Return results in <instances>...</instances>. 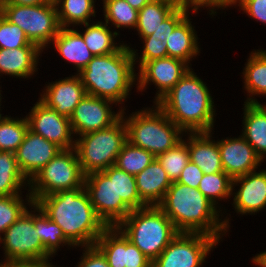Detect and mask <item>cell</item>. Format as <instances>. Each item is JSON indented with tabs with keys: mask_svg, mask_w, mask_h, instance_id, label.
Instances as JSON below:
<instances>
[{
	"mask_svg": "<svg viewBox=\"0 0 266 267\" xmlns=\"http://www.w3.org/2000/svg\"><path fill=\"white\" fill-rule=\"evenodd\" d=\"M158 207L170 218L179 233H203L220 242L230 227V218L222 219V209L216 207L198 188L176 181L172 182Z\"/></svg>",
	"mask_w": 266,
	"mask_h": 267,
	"instance_id": "cell-1",
	"label": "cell"
},
{
	"mask_svg": "<svg viewBox=\"0 0 266 267\" xmlns=\"http://www.w3.org/2000/svg\"><path fill=\"white\" fill-rule=\"evenodd\" d=\"M35 204L61 227L75 248L94 245L107 228L84 187L43 196Z\"/></svg>",
	"mask_w": 266,
	"mask_h": 267,
	"instance_id": "cell-2",
	"label": "cell"
},
{
	"mask_svg": "<svg viewBox=\"0 0 266 267\" xmlns=\"http://www.w3.org/2000/svg\"><path fill=\"white\" fill-rule=\"evenodd\" d=\"M205 82L191 68L156 105L185 133L214 130L216 108Z\"/></svg>",
	"mask_w": 266,
	"mask_h": 267,
	"instance_id": "cell-3",
	"label": "cell"
},
{
	"mask_svg": "<svg viewBox=\"0 0 266 267\" xmlns=\"http://www.w3.org/2000/svg\"><path fill=\"white\" fill-rule=\"evenodd\" d=\"M133 56L126 43L111 54L94 56L78 75L88 95L123 104L137 81ZM130 92V93H129Z\"/></svg>",
	"mask_w": 266,
	"mask_h": 267,
	"instance_id": "cell-4",
	"label": "cell"
},
{
	"mask_svg": "<svg viewBox=\"0 0 266 267\" xmlns=\"http://www.w3.org/2000/svg\"><path fill=\"white\" fill-rule=\"evenodd\" d=\"M153 106L132 112L128 117L124 115L123 106L121 117L127 127V140L156 157L173 148L186 135L156 104Z\"/></svg>",
	"mask_w": 266,
	"mask_h": 267,
	"instance_id": "cell-5",
	"label": "cell"
},
{
	"mask_svg": "<svg viewBox=\"0 0 266 267\" xmlns=\"http://www.w3.org/2000/svg\"><path fill=\"white\" fill-rule=\"evenodd\" d=\"M117 227L152 262L179 233L158 206L132 210Z\"/></svg>",
	"mask_w": 266,
	"mask_h": 267,
	"instance_id": "cell-6",
	"label": "cell"
},
{
	"mask_svg": "<svg viewBox=\"0 0 266 267\" xmlns=\"http://www.w3.org/2000/svg\"><path fill=\"white\" fill-rule=\"evenodd\" d=\"M75 139L74 149L82 172L86 176L115 165L121 148L128 141L127 127L121 117L109 128L89 132Z\"/></svg>",
	"mask_w": 266,
	"mask_h": 267,
	"instance_id": "cell-7",
	"label": "cell"
},
{
	"mask_svg": "<svg viewBox=\"0 0 266 267\" xmlns=\"http://www.w3.org/2000/svg\"><path fill=\"white\" fill-rule=\"evenodd\" d=\"M84 180L75 149H62L34 175L27 190L36 203L43 196L84 187Z\"/></svg>",
	"mask_w": 266,
	"mask_h": 267,
	"instance_id": "cell-8",
	"label": "cell"
},
{
	"mask_svg": "<svg viewBox=\"0 0 266 267\" xmlns=\"http://www.w3.org/2000/svg\"><path fill=\"white\" fill-rule=\"evenodd\" d=\"M0 14L19 26L29 41L42 51L50 48L48 46L61 29L54 0L32 6L0 4Z\"/></svg>",
	"mask_w": 266,
	"mask_h": 267,
	"instance_id": "cell-9",
	"label": "cell"
},
{
	"mask_svg": "<svg viewBox=\"0 0 266 267\" xmlns=\"http://www.w3.org/2000/svg\"><path fill=\"white\" fill-rule=\"evenodd\" d=\"M84 188L96 214L107 227L118 226L132 209L118 198L115 189V165L102 172H93L85 176Z\"/></svg>",
	"mask_w": 266,
	"mask_h": 267,
	"instance_id": "cell-10",
	"label": "cell"
},
{
	"mask_svg": "<svg viewBox=\"0 0 266 267\" xmlns=\"http://www.w3.org/2000/svg\"><path fill=\"white\" fill-rule=\"evenodd\" d=\"M2 234L0 245L4 250L5 259L0 263L11 260L52 259L45 251L34 227V203ZM33 210H32V209Z\"/></svg>",
	"mask_w": 266,
	"mask_h": 267,
	"instance_id": "cell-11",
	"label": "cell"
},
{
	"mask_svg": "<svg viewBox=\"0 0 266 267\" xmlns=\"http://www.w3.org/2000/svg\"><path fill=\"white\" fill-rule=\"evenodd\" d=\"M218 243L203 233H178L152 262V267H200Z\"/></svg>",
	"mask_w": 266,
	"mask_h": 267,
	"instance_id": "cell-12",
	"label": "cell"
},
{
	"mask_svg": "<svg viewBox=\"0 0 266 267\" xmlns=\"http://www.w3.org/2000/svg\"><path fill=\"white\" fill-rule=\"evenodd\" d=\"M113 104L117 105L109 99L87 94L69 118L74 136L106 129L116 123L123 109L118 107L119 110L115 112L112 110Z\"/></svg>",
	"mask_w": 266,
	"mask_h": 267,
	"instance_id": "cell-13",
	"label": "cell"
},
{
	"mask_svg": "<svg viewBox=\"0 0 266 267\" xmlns=\"http://www.w3.org/2000/svg\"><path fill=\"white\" fill-rule=\"evenodd\" d=\"M191 69L189 64L183 60L163 57L147 61L137 73L138 91L146 90L150 83L157 87L155 94L154 104L163 98ZM138 85V86H137Z\"/></svg>",
	"mask_w": 266,
	"mask_h": 267,
	"instance_id": "cell-14",
	"label": "cell"
},
{
	"mask_svg": "<svg viewBox=\"0 0 266 267\" xmlns=\"http://www.w3.org/2000/svg\"><path fill=\"white\" fill-rule=\"evenodd\" d=\"M37 101L26 115L29 129L61 149L74 148L75 139L70 119L47 107L40 100Z\"/></svg>",
	"mask_w": 266,
	"mask_h": 267,
	"instance_id": "cell-15",
	"label": "cell"
},
{
	"mask_svg": "<svg viewBox=\"0 0 266 267\" xmlns=\"http://www.w3.org/2000/svg\"><path fill=\"white\" fill-rule=\"evenodd\" d=\"M110 267H152V261L116 227H107L94 244Z\"/></svg>",
	"mask_w": 266,
	"mask_h": 267,
	"instance_id": "cell-16",
	"label": "cell"
},
{
	"mask_svg": "<svg viewBox=\"0 0 266 267\" xmlns=\"http://www.w3.org/2000/svg\"><path fill=\"white\" fill-rule=\"evenodd\" d=\"M217 142L222 168L232 179L256 171L263 163L242 135L237 138L227 137Z\"/></svg>",
	"mask_w": 266,
	"mask_h": 267,
	"instance_id": "cell-17",
	"label": "cell"
},
{
	"mask_svg": "<svg viewBox=\"0 0 266 267\" xmlns=\"http://www.w3.org/2000/svg\"><path fill=\"white\" fill-rule=\"evenodd\" d=\"M240 187L235 192L234 188ZM234 191V192H233ZM234 196V197H233ZM233 207L237 214L256 215L266 207V169L238 176L232 181Z\"/></svg>",
	"mask_w": 266,
	"mask_h": 267,
	"instance_id": "cell-18",
	"label": "cell"
},
{
	"mask_svg": "<svg viewBox=\"0 0 266 267\" xmlns=\"http://www.w3.org/2000/svg\"><path fill=\"white\" fill-rule=\"evenodd\" d=\"M61 150L55 143L28 129L15 157L21 172L30 181Z\"/></svg>",
	"mask_w": 266,
	"mask_h": 267,
	"instance_id": "cell-19",
	"label": "cell"
},
{
	"mask_svg": "<svg viewBox=\"0 0 266 267\" xmlns=\"http://www.w3.org/2000/svg\"><path fill=\"white\" fill-rule=\"evenodd\" d=\"M40 94L39 100L60 115L70 118L75 107L87 95L78 74L49 82Z\"/></svg>",
	"mask_w": 266,
	"mask_h": 267,
	"instance_id": "cell-20",
	"label": "cell"
},
{
	"mask_svg": "<svg viewBox=\"0 0 266 267\" xmlns=\"http://www.w3.org/2000/svg\"><path fill=\"white\" fill-rule=\"evenodd\" d=\"M42 52L38 46L0 48V77L4 74L15 78H31L39 69L37 66Z\"/></svg>",
	"mask_w": 266,
	"mask_h": 267,
	"instance_id": "cell-21",
	"label": "cell"
},
{
	"mask_svg": "<svg viewBox=\"0 0 266 267\" xmlns=\"http://www.w3.org/2000/svg\"><path fill=\"white\" fill-rule=\"evenodd\" d=\"M140 200L146 206H158L172 181L155 158L142 172L135 176Z\"/></svg>",
	"mask_w": 266,
	"mask_h": 267,
	"instance_id": "cell-22",
	"label": "cell"
},
{
	"mask_svg": "<svg viewBox=\"0 0 266 267\" xmlns=\"http://www.w3.org/2000/svg\"><path fill=\"white\" fill-rule=\"evenodd\" d=\"M189 159L198 165L204 174L224 172L217 140L211 132L186 133Z\"/></svg>",
	"mask_w": 266,
	"mask_h": 267,
	"instance_id": "cell-23",
	"label": "cell"
},
{
	"mask_svg": "<svg viewBox=\"0 0 266 267\" xmlns=\"http://www.w3.org/2000/svg\"><path fill=\"white\" fill-rule=\"evenodd\" d=\"M51 43L63 59L74 64L76 74L80 73L94 57L77 28L61 27Z\"/></svg>",
	"mask_w": 266,
	"mask_h": 267,
	"instance_id": "cell-24",
	"label": "cell"
},
{
	"mask_svg": "<svg viewBox=\"0 0 266 267\" xmlns=\"http://www.w3.org/2000/svg\"><path fill=\"white\" fill-rule=\"evenodd\" d=\"M242 136L262 161L266 158V104L244 103Z\"/></svg>",
	"mask_w": 266,
	"mask_h": 267,
	"instance_id": "cell-25",
	"label": "cell"
},
{
	"mask_svg": "<svg viewBox=\"0 0 266 267\" xmlns=\"http://www.w3.org/2000/svg\"><path fill=\"white\" fill-rule=\"evenodd\" d=\"M189 15L166 37L168 56L183 60L187 64H191L192 58L194 59L200 53L197 32L191 24Z\"/></svg>",
	"mask_w": 266,
	"mask_h": 267,
	"instance_id": "cell-26",
	"label": "cell"
},
{
	"mask_svg": "<svg viewBox=\"0 0 266 267\" xmlns=\"http://www.w3.org/2000/svg\"><path fill=\"white\" fill-rule=\"evenodd\" d=\"M249 56L242 72L243 87L249 96L244 103H260L255 96H266V50H254Z\"/></svg>",
	"mask_w": 266,
	"mask_h": 267,
	"instance_id": "cell-27",
	"label": "cell"
},
{
	"mask_svg": "<svg viewBox=\"0 0 266 267\" xmlns=\"http://www.w3.org/2000/svg\"><path fill=\"white\" fill-rule=\"evenodd\" d=\"M84 26V32L81 33L87 48L94 56H102L117 52L125 43H117L115 38L119 36V32L111 31L110 26L105 22L93 21Z\"/></svg>",
	"mask_w": 266,
	"mask_h": 267,
	"instance_id": "cell-28",
	"label": "cell"
},
{
	"mask_svg": "<svg viewBox=\"0 0 266 267\" xmlns=\"http://www.w3.org/2000/svg\"><path fill=\"white\" fill-rule=\"evenodd\" d=\"M178 6L179 4L172 0H152L144 5L138 11L137 24L135 27L139 37L150 36L157 31L164 19Z\"/></svg>",
	"mask_w": 266,
	"mask_h": 267,
	"instance_id": "cell-29",
	"label": "cell"
},
{
	"mask_svg": "<svg viewBox=\"0 0 266 267\" xmlns=\"http://www.w3.org/2000/svg\"><path fill=\"white\" fill-rule=\"evenodd\" d=\"M25 186L29 187V180L21 172L15 153L0 151V196L22 194Z\"/></svg>",
	"mask_w": 266,
	"mask_h": 267,
	"instance_id": "cell-30",
	"label": "cell"
},
{
	"mask_svg": "<svg viewBox=\"0 0 266 267\" xmlns=\"http://www.w3.org/2000/svg\"><path fill=\"white\" fill-rule=\"evenodd\" d=\"M37 212V213H35ZM34 227L45 251L52 257L57 254L61 246L75 248L64 236L61 227L53 222L43 210L34 203ZM61 245V246H60Z\"/></svg>",
	"mask_w": 266,
	"mask_h": 267,
	"instance_id": "cell-31",
	"label": "cell"
},
{
	"mask_svg": "<svg viewBox=\"0 0 266 267\" xmlns=\"http://www.w3.org/2000/svg\"><path fill=\"white\" fill-rule=\"evenodd\" d=\"M96 0H54L61 27H77L96 16Z\"/></svg>",
	"mask_w": 266,
	"mask_h": 267,
	"instance_id": "cell-32",
	"label": "cell"
},
{
	"mask_svg": "<svg viewBox=\"0 0 266 267\" xmlns=\"http://www.w3.org/2000/svg\"><path fill=\"white\" fill-rule=\"evenodd\" d=\"M29 129L28 120L23 118H12L5 115L0 116V151H11L15 153L23 142L24 136Z\"/></svg>",
	"mask_w": 266,
	"mask_h": 267,
	"instance_id": "cell-33",
	"label": "cell"
},
{
	"mask_svg": "<svg viewBox=\"0 0 266 267\" xmlns=\"http://www.w3.org/2000/svg\"><path fill=\"white\" fill-rule=\"evenodd\" d=\"M102 7L105 23H111L116 29H135L138 11L126 0H103Z\"/></svg>",
	"mask_w": 266,
	"mask_h": 267,
	"instance_id": "cell-34",
	"label": "cell"
},
{
	"mask_svg": "<svg viewBox=\"0 0 266 267\" xmlns=\"http://www.w3.org/2000/svg\"><path fill=\"white\" fill-rule=\"evenodd\" d=\"M156 157L149 151L132 145L127 141L117 156L115 166L136 176L142 172Z\"/></svg>",
	"mask_w": 266,
	"mask_h": 267,
	"instance_id": "cell-35",
	"label": "cell"
},
{
	"mask_svg": "<svg viewBox=\"0 0 266 267\" xmlns=\"http://www.w3.org/2000/svg\"><path fill=\"white\" fill-rule=\"evenodd\" d=\"M232 181L233 179L225 172L204 174L198 190L218 207V201L231 198Z\"/></svg>",
	"mask_w": 266,
	"mask_h": 267,
	"instance_id": "cell-36",
	"label": "cell"
},
{
	"mask_svg": "<svg viewBox=\"0 0 266 267\" xmlns=\"http://www.w3.org/2000/svg\"><path fill=\"white\" fill-rule=\"evenodd\" d=\"M172 182L177 181L189 162L188 139H182L173 148L156 156Z\"/></svg>",
	"mask_w": 266,
	"mask_h": 267,
	"instance_id": "cell-37",
	"label": "cell"
},
{
	"mask_svg": "<svg viewBox=\"0 0 266 267\" xmlns=\"http://www.w3.org/2000/svg\"><path fill=\"white\" fill-rule=\"evenodd\" d=\"M21 195L0 196V237L33 204L30 193L25 201Z\"/></svg>",
	"mask_w": 266,
	"mask_h": 267,
	"instance_id": "cell-38",
	"label": "cell"
},
{
	"mask_svg": "<svg viewBox=\"0 0 266 267\" xmlns=\"http://www.w3.org/2000/svg\"><path fill=\"white\" fill-rule=\"evenodd\" d=\"M115 189L118 198H121L132 210L146 207L140 200L134 175L115 166Z\"/></svg>",
	"mask_w": 266,
	"mask_h": 267,
	"instance_id": "cell-39",
	"label": "cell"
},
{
	"mask_svg": "<svg viewBox=\"0 0 266 267\" xmlns=\"http://www.w3.org/2000/svg\"><path fill=\"white\" fill-rule=\"evenodd\" d=\"M24 46H37L31 43L24 31L14 23L9 22L0 14V48L14 49Z\"/></svg>",
	"mask_w": 266,
	"mask_h": 267,
	"instance_id": "cell-40",
	"label": "cell"
},
{
	"mask_svg": "<svg viewBox=\"0 0 266 267\" xmlns=\"http://www.w3.org/2000/svg\"><path fill=\"white\" fill-rule=\"evenodd\" d=\"M143 41V49L138 56L137 49H131L134 65L138 62L137 65L140 69L147 61L153 59H159L168 56L166 40L161 41L160 39H152V37H140ZM139 58V59H138ZM140 63V64H139Z\"/></svg>",
	"mask_w": 266,
	"mask_h": 267,
	"instance_id": "cell-41",
	"label": "cell"
},
{
	"mask_svg": "<svg viewBox=\"0 0 266 267\" xmlns=\"http://www.w3.org/2000/svg\"><path fill=\"white\" fill-rule=\"evenodd\" d=\"M189 10H187L182 5H179L164 21L157 31L152 33L150 36L152 39H160L161 41L166 40V37L172 33L174 28L188 15Z\"/></svg>",
	"mask_w": 266,
	"mask_h": 267,
	"instance_id": "cell-42",
	"label": "cell"
},
{
	"mask_svg": "<svg viewBox=\"0 0 266 267\" xmlns=\"http://www.w3.org/2000/svg\"><path fill=\"white\" fill-rule=\"evenodd\" d=\"M232 1L233 0H180V5H182L183 7H185L187 10L190 9L193 13H198V10H200V8H204V7H208V12L209 15H216V10L220 9H224L225 8H230L232 7Z\"/></svg>",
	"mask_w": 266,
	"mask_h": 267,
	"instance_id": "cell-43",
	"label": "cell"
},
{
	"mask_svg": "<svg viewBox=\"0 0 266 267\" xmlns=\"http://www.w3.org/2000/svg\"><path fill=\"white\" fill-rule=\"evenodd\" d=\"M83 255L79 258L80 262L75 267H110L104 254L95 246H85Z\"/></svg>",
	"mask_w": 266,
	"mask_h": 267,
	"instance_id": "cell-44",
	"label": "cell"
},
{
	"mask_svg": "<svg viewBox=\"0 0 266 267\" xmlns=\"http://www.w3.org/2000/svg\"><path fill=\"white\" fill-rule=\"evenodd\" d=\"M238 6L243 13L266 24V0H242Z\"/></svg>",
	"mask_w": 266,
	"mask_h": 267,
	"instance_id": "cell-45",
	"label": "cell"
},
{
	"mask_svg": "<svg viewBox=\"0 0 266 267\" xmlns=\"http://www.w3.org/2000/svg\"><path fill=\"white\" fill-rule=\"evenodd\" d=\"M203 175L201 168L189 160L176 182L188 185L191 188H198Z\"/></svg>",
	"mask_w": 266,
	"mask_h": 267,
	"instance_id": "cell-46",
	"label": "cell"
},
{
	"mask_svg": "<svg viewBox=\"0 0 266 267\" xmlns=\"http://www.w3.org/2000/svg\"><path fill=\"white\" fill-rule=\"evenodd\" d=\"M49 259L11 260L1 263L0 267H57Z\"/></svg>",
	"mask_w": 266,
	"mask_h": 267,
	"instance_id": "cell-47",
	"label": "cell"
},
{
	"mask_svg": "<svg viewBox=\"0 0 266 267\" xmlns=\"http://www.w3.org/2000/svg\"><path fill=\"white\" fill-rule=\"evenodd\" d=\"M51 0H0V4H16L22 6L41 5Z\"/></svg>",
	"mask_w": 266,
	"mask_h": 267,
	"instance_id": "cell-48",
	"label": "cell"
},
{
	"mask_svg": "<svg viewBox=\"0 0 266 267\" xmlns=\"http://www.w3.org/2000/svg\"><path fill=\"white\" fill-rule=\"evenodd\" d=\"M251 260L259 267H266V251L256 254Z\"/></svg>",
	"mask_w": 266,
	"mask_h": 267,
	"instance_id": "cell-49",
	"label": "cell"
},
{
	"mask_svg": "<svg viewBox=\"0 0 266 267\" xmlns=\"http://www.w3.org/2000/svg\"><path fill=\"white\" fill-rule=\"evenodd\" d=\"M134 9L139 11L144 5L152 0H126Z\"/></svg>",
	"mask_w": 266,
	"mask_h": 267,
	"instance_id": "cell-50",
	"label": "cell"
},
{
	"mask_svg": "<svg viewBox=\"0 0 266 267\" xmlns=\"http://www.w3.org/2000/svg\"><path fill=\"white\" fill-rule=\"evenodd\" d=\"M241 1H242V0H233V1H232V7H233V5H234V6L238 5Z\"/></svg>",
	"mask_w": 266,
	"mask_h": 267,
	"instance_id": "cell-51",
	"label": "cell"
},
{
	"mask_svg": "<svg viewBox=\"0 0 266 267\" xmlns=\"http://www.w3.org/2000/svg\"><path fill=\"white\" fill-rule=\"evenodd\" d=\"M0 88H2V87H0ZM1 92H2V90H0V102L2 101V95H1ZM0 106H1V103H0ZM1 108V107H0ZM0 111H1V109H0ZM2 114H1V112H0V116H1Z\"/></svg>",
	"mask_w": 266,
	"mask_h": 267,
	"instance_id": "cell-52",
	"label": "cell"
},
{
	"mask_svg": "<svg viewBox=\"0 0 266 267\" xmlns=\"http://www.w3.org/2000/svg\"><path fill=\"white\" fill-rule=\"evenodd\" d=\"M180 5V0H172Z\"/></svg>",
	"mask_w": 266,
	"mask_h": 267,
	"instance_id": "cell-53",
	"label": "cell"
}]
</instances>
